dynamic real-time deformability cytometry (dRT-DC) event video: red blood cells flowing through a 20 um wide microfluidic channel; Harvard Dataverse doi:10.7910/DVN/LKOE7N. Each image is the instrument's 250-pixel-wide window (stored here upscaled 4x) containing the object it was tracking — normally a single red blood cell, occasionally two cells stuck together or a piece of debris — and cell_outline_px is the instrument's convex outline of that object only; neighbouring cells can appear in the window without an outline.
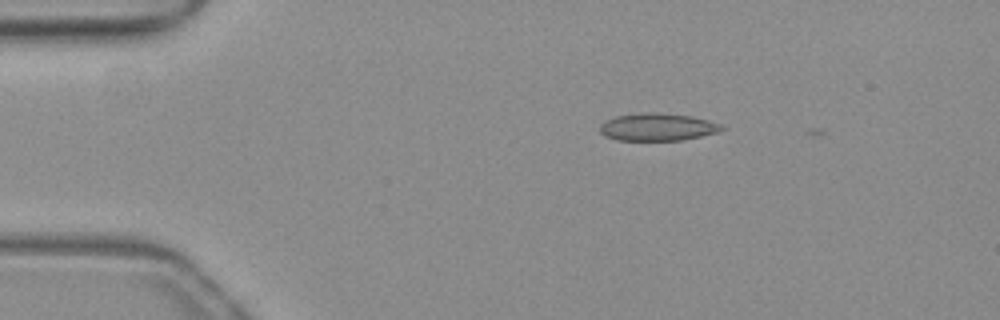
{"species": "common noctule bat (a hibernating species)", "species_latin": "Nyctalus noctula", "temperature_condition": "warm", "stored_images_in_passage": 2, "camera_frame_rate_fps": 3000, "um_per_image_px": 0.085, "animal": {"sex": "female", "body_mass_g": 19.3, "forearm_length_mm": 54.1}, "frame": {"image": 1, "passage_image": 1, "time_ms": 0.0, "image_size_px": [1000, 320], "cell_outline_px": [[728, 128], [716, 132], [700, 136], [680, 140], [616, 140], [604, 136], [600, 132], [600, 124], [604, 120], [616, 116], [692, 116], [708, 120], [720, 124]], "centroid_in_image_um": [55.89, 10.86], "position_along_channel_um": 29.1, "area_um2": 18.32}}